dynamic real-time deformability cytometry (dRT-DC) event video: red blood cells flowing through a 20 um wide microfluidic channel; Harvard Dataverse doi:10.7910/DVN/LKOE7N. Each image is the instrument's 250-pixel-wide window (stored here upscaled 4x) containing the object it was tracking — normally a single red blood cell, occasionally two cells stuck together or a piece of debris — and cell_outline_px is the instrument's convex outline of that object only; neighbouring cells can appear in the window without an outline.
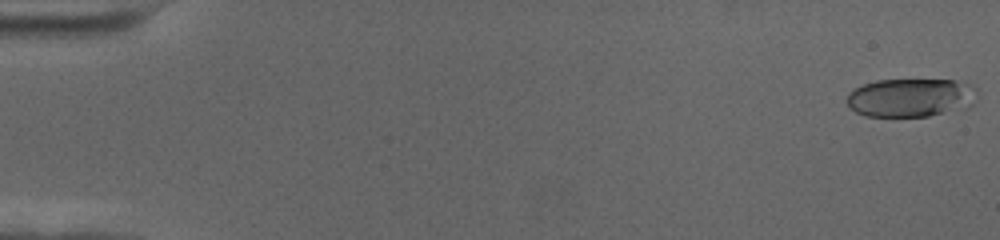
{"species": "human", "species_latin": "Homo sapiens", "temperature_condition": "cold", "stored_images_in_passage": 59, "camera_frame_rate_fps": 3000, "um_per_image_px": 0.085, "donor": {"sex": "female"}, "frame": {"image": 1, "passage_image": 1, "time_ms": 0.0, "image_size_px": [1000, 240], "cell_outline_px": [[976, 88], [972, 104], [968, 108], [928, 116], [864, 116], [856, 112], [844, 100], [856, 88], [864, 84], [876, 80], [956, 80], [968, 84]], "centroid_in_image_um": [77.41, 8.3], "position_along_channel_um": 7.6, "area_um2": 29.07}}
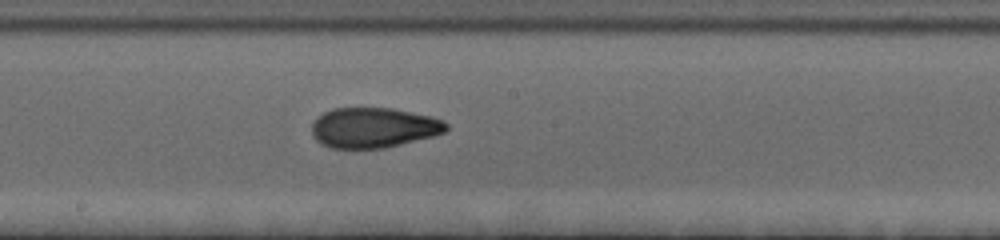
{"frame": {"image": 2, "passage_image": 33, "time_ms": 10.667, "image_size_px": [1000, 240], "cell_outline_px": [[448, 128], [444, 132], [436, 136], [384, 148], [328, 148], [320, 144], [312, 136], [312, 124], [316, 116], [332, 108], [392, 108], [432, 116], [444, 120], [448, 124]], "centroid_in_image_um": [31.75, 10.85], "position_along_channel_um": 216.4, "area_um2": 31.91}}
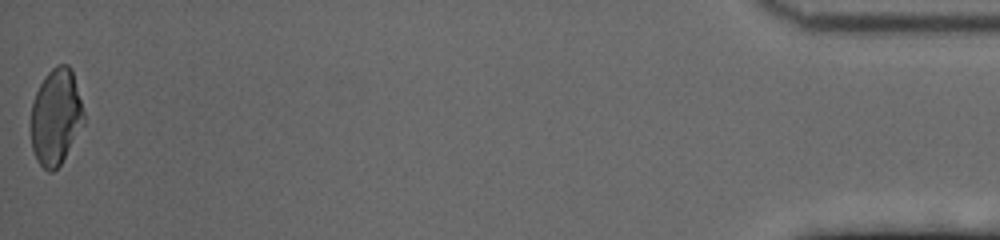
{"frame": {"image": 3, "passage_image": 59, "time_ms": 19.333, "image_size_px": [1000, 240], "cell_outline_px": [[84, 124], [60, 164], [52, 172], [48, 172], [36, 160], [32, 148], [32, 104], [36, 92], [44, 76], [56, 64], [68, 64], [72, 68], [84, 112]], "centroid_in_image_um": [4.76, 9.91], "position_along_channel_um": 430.4, "area_um2": 29.48}, "authors_computed_cell_mechanics": {"area_um2": 30.4606, "velocity_mm_per_s": 3.4878, "shape_relaxation_time_tau1_ms": 4.7247, "shape_relaxation_time_tau2_ms": 2.3414, "deformation_change_tau1": 0.1768, "deformation_change_tau2": 0.0825}}